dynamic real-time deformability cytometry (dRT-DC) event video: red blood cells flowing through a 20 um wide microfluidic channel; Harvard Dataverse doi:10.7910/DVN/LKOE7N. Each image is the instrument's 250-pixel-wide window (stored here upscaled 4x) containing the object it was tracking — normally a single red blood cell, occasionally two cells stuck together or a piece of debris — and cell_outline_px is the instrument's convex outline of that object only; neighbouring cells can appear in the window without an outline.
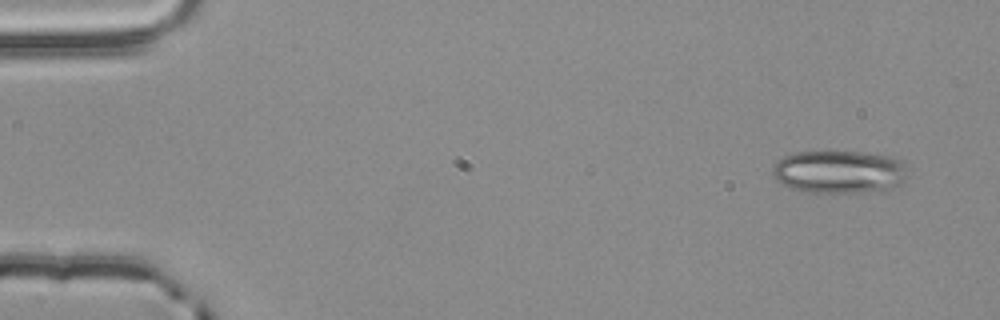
{"species": "common noctule bat (a hibernating species)", "species_latin": "Nyctalus noctula", "temperature_condition": "room temperature", "stored_images_in_passage": 3, "camera_frame_rate_fps": 3000, "um_per_image_px": 0.085, "animal": {"sex": "male", "body_mass_g": 20.4}, "frame": {"image": 1, "passage_image": 1, "time_ms": 0.0, "image_size_px": [1000, 320], "cell_outline_px": [[908, 176], [900, 184], [884, 192], [808, 192], [792, 188], [776, 180], [772, 172], [772, 168], [784, 156], [796, 152], [864, 152], [892, 156], [900, 160]], "centroid_in_image_um": [71.38, 14.61], "position_along_channel_um": 13.6, "area_um2": 33.81}}